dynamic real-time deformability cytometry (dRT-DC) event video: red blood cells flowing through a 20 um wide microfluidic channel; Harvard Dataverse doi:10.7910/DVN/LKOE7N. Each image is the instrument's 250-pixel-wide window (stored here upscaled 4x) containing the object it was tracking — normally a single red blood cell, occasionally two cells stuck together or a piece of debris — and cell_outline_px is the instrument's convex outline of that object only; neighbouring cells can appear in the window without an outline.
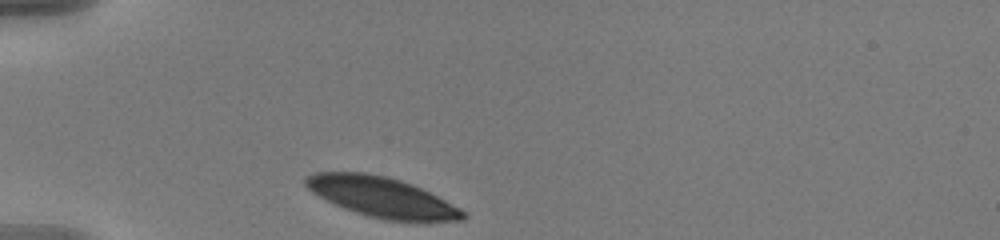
{"species": "human", "species_latin": "Homo sapiens", "temperature_condition": "warm", "stored_images_in_passage": 33, "camera_frame_rate_fps": 3000, "um_per_image_px": 0.085, "donor": {"sex": "male"}, "frame": {"image": 1, "passage_image": 1, "time_ms": 0.0, "image_size_px": [1000, 240], "cell_outline_px": [[468, 216], [464, 220], [384, 220], [368, 216], [344, 208], [312, 192], [304, 184], [304, 180], [308, 176], [316, 172], [364, 172], [388, 176], [412, 184], [460, 208]], "centroid_in_image_um": [32.43, 16.73], "position_along_channel_um": 52.6, "area_um2": 36.07}}
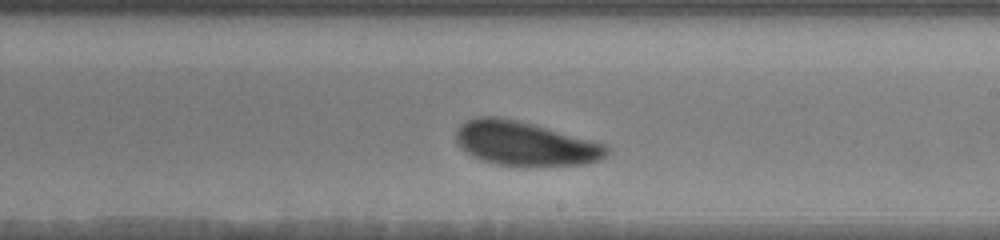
{"frame": {"image": 2, "passage_image": 19, "time_ms": 6.0, "image_size_px": [1000, 240], "cell_outline_px": [[608, 152], [600, 160], [584, 164], [528, 168], [492, 164], [480, 160], [472, 156], [460, 148], [456, 140], [456, 128], [464, 120], [476, 116], [496, 116], [516, 120], [532, 124], [604, 144], [608, 148]], "centroid_in_image_um": [44.55, 12.24], "position_along_channel_um": 244.5, "area_um2": 39.36}}
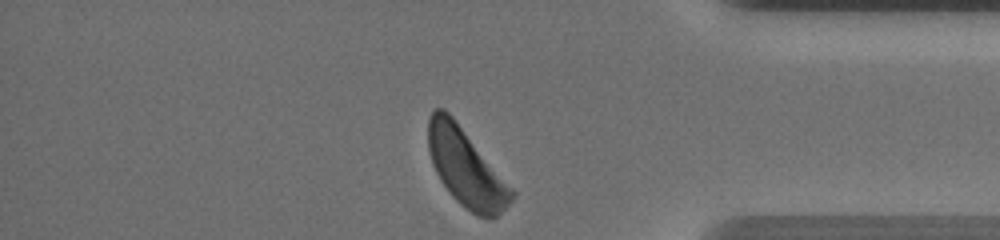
{"frame": {"image": 3, "passage_image": 33, "time_ms": 10.667, "image_size_px": [1000, 240], "cell_outline_px": [[516, 192], [512, 200], [496, 216], [476, 216], [464, 208], [448, 192], [440, 180], [432, 164], [428, 148], [428, 120], [432, 112], [436, 108], [444, 108], [452, 116]], "centroid_in_image_um": [39.58, 14.26], "position_along_channel_um": 395.6, "area_um2": 37.17}, "authors_computed_cell_mechanics": {"area_um2": 38.7838, "velocity_mm_per_s": 3.5611, "shape_relaxation_time_tau1_ms": 1.4025, "shape_relaxation_time_tau2_ms": null, "deformation_change_tau1": 0.0802, "deformation_change_tau2": null}}